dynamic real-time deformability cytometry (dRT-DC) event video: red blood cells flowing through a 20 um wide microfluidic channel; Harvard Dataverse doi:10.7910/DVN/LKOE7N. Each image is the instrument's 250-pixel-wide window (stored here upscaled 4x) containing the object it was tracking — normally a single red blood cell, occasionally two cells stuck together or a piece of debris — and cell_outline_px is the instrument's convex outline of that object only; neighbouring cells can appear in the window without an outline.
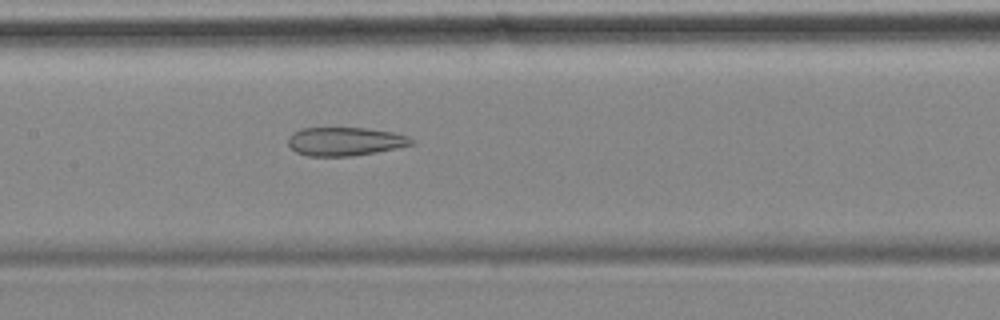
{"species": "common noctule bat (a hibernating species)", "species_latin": "Nyctalus noctula", "temperature_condition": "cold", "stored_images_in_passage": 40, "camera_frame_rate_fps": 3000, "um_per_image_px": 0.085, "animal": {"sex": "female", "body_mass_g": 18.4}, "frame": {"image": 1, "passage_image": 17, "time_ms": 5.333, "image_size_px": [1000, 320], "cell_outline_px": [[412, 144], [352, 156], [308, 156], [296, 152], [288, 144], [288, 136], [292, 132], [300, 128], [364, 128], [392, 132], [408, 136], [412, 140]], "centroid_in_image_um": [29.23, 12.01], "position_along_channel_um": 178.2, "area_um2": 20.17}}
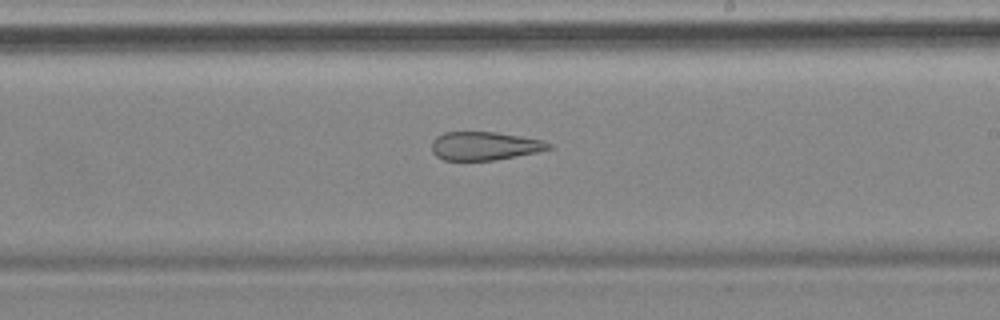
{"frame": {"image": 2, "passage_image": 23, "time_ms": 7.333, "image_size_px": [1000, 320], "cell_outline_px": [[552, 148], [536, 152], [496, 160], [444, 160], [436, 156], [432, 152], [432, 140], [436, 136], [444, 132], [496, 132], [520, 136], [540, 140], [552, 144]], "centroid_in_image_um": [41.15, 12.4], "position_along_channel_um": 247.8, "area_um2": 19.31}}
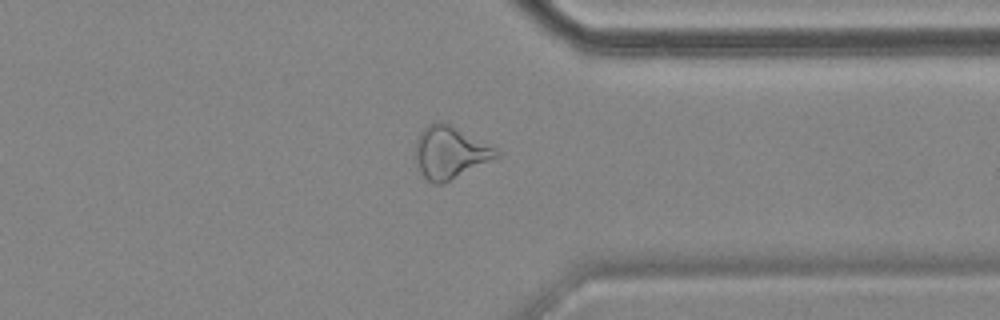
{"frame": {"image": 3, "passage_image": 34, "time_ms": 11.0, "image_size_px": [1000, 320], "cell_outline_px": [[500, 156], [440, 184], [436, 184], [428, 180], [424, 176], [420, 168], [416, 156], [416, 140], [420, 132], [428, 124], [436, 120], [444, 120], [492, 148]], "centroid_in_image_um": [38.19, 12.92], "position_along_channel_um": 373.2, "area_um2": 23.76}, "authors_computed_cell_mechanics": {"area_um2": 21.9351, "velocity_mm_per_s": 3.5148, "shape_relaxation_time_tau1_ms": null, "shape_relaxation_time_tau2_ms": 5.5879, "deformation_change_tau1": null, "deformation_change_tau2": 0.1812}}